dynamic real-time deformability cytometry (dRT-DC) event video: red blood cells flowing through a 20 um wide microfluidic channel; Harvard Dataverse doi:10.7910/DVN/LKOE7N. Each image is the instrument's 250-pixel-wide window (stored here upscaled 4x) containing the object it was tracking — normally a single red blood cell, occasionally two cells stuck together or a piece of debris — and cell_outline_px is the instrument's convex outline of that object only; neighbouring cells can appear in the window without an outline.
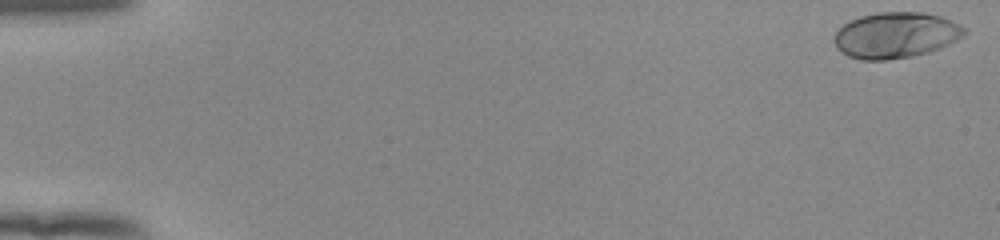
{"species": "human", "species_latin": "Homo sapiens", "temperature_condition": "room temperature", "stored_images_in_passage": 54, "camera_frame_rate_fps": 3000, "um_per_image_px": 0.085, "donor": {"sex": "female"}, "frame": {"image": 1, "passage_image": 1, "time_ms": 0.0, "image_size_px": [1000, 240], "cell_outline_px": [[968, 32], [964, 36], [940, 48], [928, 52], [912, 56], [888, 60], [860, 60], [848, 56], [836, 48], [832, 40], [836, 32], [844, 24], [860, 16], [880, 12], [924, 12], [940, 16], [952, 20], [960, 24]], "centroid_in_image_um": [76.14, 2.99], "position_along_channel_um": 8.9, "area_um2": 34.97}}
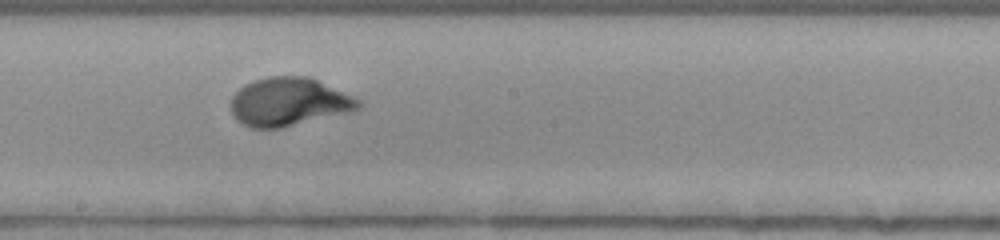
{"frame": {"image": 2, "passage_image": 31, "time_ms": 10.0, "image_size_px": [1000, 240], "cell_outline_px": [[364, 104], [360, 108], [348, 112], [280, 128], [252, 128], [236, 120], [232, 112], [232, 96], [244, 84], [268, 76], [308, 76], [352, 96], [360, 100]], "centroid_in_image_um": [24.54, 8.66], "position_along_channel_um": 223.7, "area_um2": 35.55}}
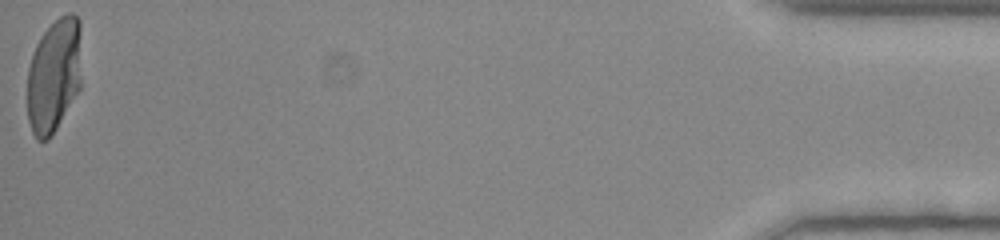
{"frame": {"image": 3, "passage_image": 54, "time_ms": 17.667, "image_size_px": [1000, 240], "cell_outline_px": [[80, 88], [52, 136], [48, 140], [36, 140], [32, 132], [28, 120], [28, 68], [32, 52], [40, 36], [60, 16], [68, 12], [72, 12], [80, 20]], "centroid_in_image_um": [4.58, 6.41], "position_along_channel_um": 430.6, "area_um2": 36.24}, "authors_computed_cell_mechanics": {"area_um2": 34.7378, "velocity_mm_per_s": 3.8563, "shape_relaxation_time_tau1_ms": 2.9568, "shape_relaxation_time_tau2_ms": null, "deformation_change_tau1": 0.1936, "deformation_change_tau2": null}}